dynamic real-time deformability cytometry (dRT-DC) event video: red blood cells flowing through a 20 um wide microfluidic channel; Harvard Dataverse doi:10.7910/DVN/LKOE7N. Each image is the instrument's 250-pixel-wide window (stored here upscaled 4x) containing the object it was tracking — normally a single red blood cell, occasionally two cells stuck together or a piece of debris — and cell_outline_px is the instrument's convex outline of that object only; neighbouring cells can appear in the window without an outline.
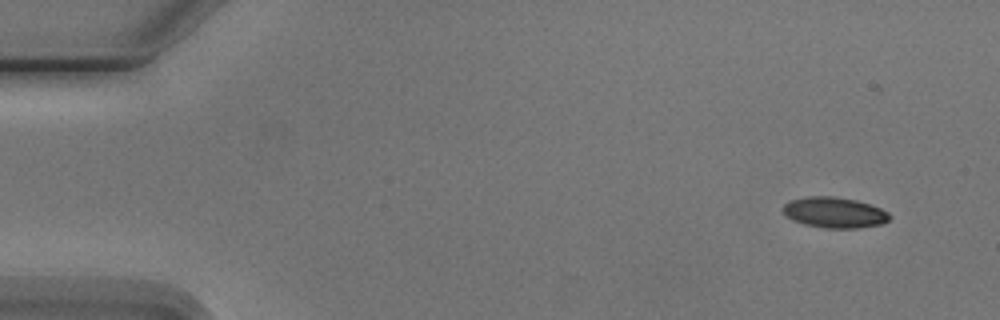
{"species": "Egyptian fruit bat (a non-hibernating species)", "species_latin": "Rousettus aegyptiacus", "temperature_condition": "cold", "stored_images_in_passage": 4, "camera_frame_rate_fps": 3000, "um_per_image_px": 0.085, "animal": {"sex": "male"}, "frame": {"image": 1, "passage_image": 1, "time_ms": 0.0, "image_size_px": [1000, 320], "cell_outline_px": [[892, 216], [884, 224], [856, 228], [824, 228], [804, 224], [792, 220], [784, 216], [780, 208], [784, 204], [792, 200], [808, 196], [832, 196], [856, 200], [872, 204], [888, 212]], "centroid_in_image_um": [70.92, 18.06], "position_along_channel_um": 14.1, "area_um2": 19.36}}